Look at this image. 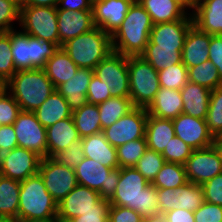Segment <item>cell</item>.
I'll return each instance as SVG.
<instances>
[{
    "label": "cell",
    "instance_id": "1",
    "mask_svg": "<svg viewBox=\"0 0 222 222\" xmlns=\"http://www.w3.org/2000/svg\"><path fill=\"white\" fill-rule=\"evenodd\" d=\"M110 205L133 209L142 217L159 215L157 188L135 168H121L120 178Z\"/></svg>",
    "mask_w": 222,
    "mask_h": 222
},
{
    "label": "cell",
    "instance_id": "2",
    "mask_svg": "<svg viewBox=\"0 0 222 222\" xmlns=\"http://www.w3.org/2000/svg\"><path fill=\"white\" fill-rule=\"evenodd\" d=\"M153 25L151 16L135 0L119 28L111 35L113 52L124 56H140L149 42Z\"/></svg>",
    "mask_w": 222,
    "mask_h": 222
},
{
    "label": "cell",
    "instance_id": "3",
    "mask_svg": "<svg viewBox=\"0 0 222 222\" xmlns=\"http://www.w3.org/2000/svg\"><path fill=\"white\" fill-rule=\"evenodd\" d=\"M23 111L34 112L56 90L42 68L19 70L6 83Z\"/></svg>",
    "mask_w": 222,
    "mask_h": 222
},
{
    "label": "cell",
    "instance_id": "4",
    "mask_svg": "<svg viewBox=\"0 0 222 222\" xmlns=\"http://www.w3.org/2000/svg\"><path fill=\"white\" fill-rule=\"evenodd\" d=\"M58 204L47 191L39 173L20 182L18 222L57 218Z\"/></svg>",
    "mask_w": 222,
    "mask_h": 222
},
{
    "label": "cell",
    "instance_id": "5",
    "mask_svg": "<svg viewBox=\"0 0 222 222\" xmlns=\"http://www.w3.org/2000/svg\"><path fill=\"white\" fill-rule=\"evenodd\" d=\"M61 48L79 68H94L113 52L111 35L99 27L62 44Z\"/></svg>",
    "mask_w": 222,
    "mask_h": 222
},
{
    "label": "cell",
    "instance_id": "6",
    "mask_svg": "<svg viewBox=\"0 0 222 222\" xmlns=\"http://www.w3.org/2000/svg\"><path fill=\"white\" fill-rule=\"evenodd\" d=\"M11 53L17 71L44 68L46 62L59 48L51 41H42L22 31L11 30Z\"/></svg>",
    "mask_w": 222,
    "mask_h": 222
},
{
    "label": "cell",
    "instance_id": "7",
    "mask_svg": "<svg viewBox=\"0 0 222 222\" xmlns=\"http://www.w3.org/2000/svg\"><path fill=\"white\" fill-rule=\"evenodd\" d=\"M128 72L133 106L147 108L161 88L158 71L141 56H128Z\"/></svg>",
    "mask_w": 222,
    "mask_h": 222
},
{
    "label": "cell",
    "instance_id": "8",
    "mask_svg": "<svg viewBox=\"0 0 222 222\" xmlns=\"http://www.w3.org/2000/svg\"><path fill=\"white\" fill-rule=\"evenodd\" d=\"M19 25L23 33L59 47L57 7L20 6Z\"/></svg>",
    "mask_w": 222,
    "mask_h": 222
},
{
    "label": "cell",
    "instance_id": "9",
    "mask_svg": "<svg viewBox=\"0 0 222 222\" xmlns=\"http://www.w3.org/2000/svg\"><path fill=\"white\" fill-rule=\"evenodd\" d=\"M74 171L79 185L96 190L101 198L109 200L117 187L121 168L111 169L94 159L84 157Z\"/></svg>",
    "mask_w": 222,
    "mask_h": 222
},
{
    "label": "cell",
    "instance_id": "10",
    "mask_svg": "<svg viewBox=\"0 0 222 222\" xmlns=\"http://www.w3.org/2000/svg\"><path fill=\"white\" fill-rule=\"evenodd\" d=\"M94 75L105 81L111 97L130 98L128 56L112 52L94 68Z\"/></svg>",
    "mask_w": 222,
    "mask_h": 222
},
{
    "label": "cell",
    "instance_id": "11",
    "mask_svg": "<svg viewBox=\"0 0 222 222\" xmlns=\"http://www.w3.org/2000/svg\"><path fill=\"white\" fill-rule=\"evenodd\" d=\"M148 113L146 108L134 107L109 127L102 130L114 147L145 137Z\"/></svg>",
    "mask_w": 222,
    "mask_h": 222
},
{
    "label": "cell",
    "instance_id": "12",
    "mask_svg": "<svg viewBox=\"0 0 222 222\" xmlns=\"http://www.w3.org/2000/svg\"><path fill=\"white\" fill-rule=\"evenodd\" d=\"M38 173L57 204L78 185L74 169L50 157L41 159Z\"/></svg>",
    "mask_w": 222,
    "mask_h": 222
},
{
    "label": "cell",
    "instance_id": "13",
    "mask_svg": "<svg viewBox=\"0 0 222 222\" xmlns=\"http://www.w3.org/2000/svg\"><path fill=\"white\" fill-rule=\"evenodd\" d=\"M13 128L18 147L33 151L41 158L48 157L46 128L33 112L21 110L13 123Z\"/></svg>",
    "mask_w": 222,
    "mask_h": 222
},
{
    "label": "cell",
    "instance_id": "14",
    "mask_svg": "<svg viewBox=\"0 0 222 222\" xmlns=\"http://www.w3.org/2000/svg\"><path fill=\"white\" fill-rule=\"evenodd\" d=\"M183 165L188 182L197 185H202L222 173V158L215 145L193 150Z\"/></svg>",
    "mask_w": 222,
    "mask_h": 222
},
{
    "label": "cell",
    "instance_id": "15",
    "mask_svg": "<svg viewBox=\"0 0 222 222\" xmlns=\"http://www.w3.org/2000/svg\"><path fill=\"white\" fill-rule=\"evenodd\" d=\"M41 157L25 148H14L0 155V175L24 181L39 171Z\"/></svg>",
    "mask_w": 222,
    "mask_h": 222
},
{
    "label": "cell",
    "instance_id": "16",
    "mask_svg": "<svg viewBox=\"0 0 222 222\" xmlns=\"http://www.w3.org/2000/svg\"><path fill=\"white\" fill-rule=\"evenodd\" d=\"M102 199L98 191L78 184L58 203L57 218L61 222H68L89 210H98V203Z\"/></svg>",
    "mask_w": 222,
    "mask_h": 222
},
{
    "label": "cell",
    "instance_id": "17",
    "mask_svg": "<svg viewBox=\"0 0 222 222\" xmlns=\"http://www.w3.org/2000/svg\"><path fill=\"white\" fill-rule=\"evenodd\" d=\"M175 136L187 145L196 149H204L214 145V136L209 132L205 119L179 114L172 119Z\"/></svg>",
    "mask_w": 222,
    "mask_h": 222
},
{
    "label": "cell",
    "instance_id": "18",
    "mask_svg": "<svg viewBox=\"0 0 222 222\" xmlns=\"http://www.w3.org/2000/svg\"><path fill=\"white\" fill-rule=\"evenodd\" d=\"M135 0H92L94 26L112 35L126 17Z\"/></svg>",
    "mask_w": 222,
    "mask_h": 222
},
{
    "label": "cell",
    "instance_id": "19",
    "mask_svg": "<svg viewBox=\"0 0 222 222\" xmlns=\"http://www.w3.org/2000/svg\"><path fill=\"white\" fill-rule=\"evenodd\" d=\"M192 25L191 12L180 20L154 24L148 44H156L157 47H176V50H182L186 34Z\"/></svg>",
    "mask_w": 222,
    "mask_h": 222
},
{
    "label": "cell",
    "instance_id": "20",
    "mask_svg": "<svg viewBox=\"0 0 222 222\" xmlns=\"http://www.w3.org/2000/svg\"><path fill=\"white\" fill-rule=\"evenodd\" d=\"M59 47L69 39L93 29L92 11L57 10Z\"/></svg>",
    "mask_w": 222,
    "mask_h": 222
},
{
    "label": "cell",
    "instance_id": "21",
    "mask_svg": "<svg viewBox=\"0 0 222 222\" xmlns=\"http://www.w3.org/2000/svg\"><path fill=\"white\" fill-rule=\"evenodd\" d=\"M193 24L209 35H222V0H198L192 12Z\"/></svg>",
    "mask_w": 222,
    "mask_h": 222
},
{
    "label": "cell",
    "instance_id": "22",
    "mask_svg": "<svg viewBox=\"0 0 222 222\" xmlns=\"http://www.w3.org/2000/svg\"><path fill=\"white\" fill-rule=\"evenodd\" d=\"M210 39L211 35L201 31L194 24L190 27L182 49V63L187 68L209 60Z\"/></svg>",
    "mask_w": 222,
    "mask_h": 222
},
{
    "label": "cell",
    "instance_id": "23",
    "mask_svg": "<svg viewBox=\"0 0 222 222\" xmlns=\"http://www.w3.org/2000/svg\"><path fill=\"white\" fill-rule=\"evenodd\" d=\"M94 75V70L79 68L70 80L56 87L72 111L88 103L87 90Z\"/></svg>",
    "mask_w": 222,
    "mask_h": 222
},
{
    "label": "cell",
    "instance_id": "24",
    "mask_svg": "<svg viewBox=\"0 0 222 222\" xmlns=\"http://www.w3.org/2000/svg\"><path fill=\"white\" fill-rule=\"evenodd\" d=\"M48 157L53 158L72 142L81 140L72 117L57 121L46 128Z\"/></svg>",
    "mask_w": 222,
    "mask_h": 222
},
{
    "label": "cell",
    "instance_id": "25",
    "mask_svg": "<svg viewBox=\"0 0 222 222\" xmlns=\"http://www.w3.org/2000/svg\"><path fill=\"white\" fill-rule=\"evenodd\" d=\"M84 156L111 169L118 168L116 147L105 138L103 132L81 138Z\"/></svg>",
    "mask_w": 222,
    "mask_h": 222
},
{
    "label": "cell",
    "instance_id": "26",
    "mask_svg": "<svg viewBox=\"0 0 222 222\" xmlns=\"http://www.w3.org/2000/svg\"><path fill=\"white\" fill-rule=\"evenodd\" d=\"M180 93L183 100L182 113L205 119L208 113L211 90L188 81Z\"/></svg>",
    "mask_w": 222,
    "mask_h": 222
},
{
    "label": "cell",
    "instance_id": "27",
    "mask_svg": "<svg viewBox=\"0 0 222 222\" xmlns=\"http://www.w3.org/2000/svg\"><path fill=\"white\" fill-rule=\"evenodd\" d=\"M183 100L180 90L161 87L154 100L146 108L147 113L154 117L174 119L182 113Z\"/></svg>",
    "mask_w": 222,
    "mask_h": 222
},
{
    "label": "cell",
    "instance_id": "28",
    "mask_svg": "<svg viewBox=\"0 0 222 222\" xmlns=\"http://www.w3.org/2000/svg\"><path fill=\"white\" fill-rule=\"evenodd\" d=\"M151 16L153 24L182 19L189 11L177 0H137Z\"/></svg>",
    "mask_w": 222,
    "mask_h": 222
},
{
    "label": "cell",
    "instance_id": "29",
    "mask_svg": "<svg viewBox=\"0 0 222 222\" xmlns=\"http://www.w3.org/2000/svg\"><path fill=\"white\" fill-rule=\"evenodd\" d=\"M33 113L45 128L72 117V110L66 99L56 90Z\"/></svg>",
    "mask_w": 222,
    "mask_h": 222
},
{
    "label": "cell",
    "instance_id": "30",
    "mask_svg": "<svg viewBox=\"0 0 222 222\" xmlns=\"http://www.w3.org/2000/svg\"><path fill=\"white\" fill-rule=\"evenodd\" d=\"M174 136L172 119L154 117L148 114L145 132L147 148L162 153Z\"/></svg>",
    "mask_w": 222,
    "mask_h": 222
},
{
    "label": "cell",
    "instance_id": "31",
    "mask_svg": "<svg viewBox=\"0 0 222 222\" xmlns=\"http://www.w3.org/2000/svg\"><path fill=\"white\" fill-rule=\"evenodd\" d=\"M43 69L56 88L75 76L79 67L70 59L69 55L59 47L53 56L47 60Z\"/></svg>",
    "mask_w": 222,
    "mask_h": 222
},
{
    "label": "cell",
    "instance_id": "32",
    "mask_svg": "<svg viewBox=\"0 0 222 222\" xmlns=\"http://www.w3.org/2000/svg\"><path fill=\"white\" fill-rule=\"evenodd\" d=\"M20 181L0 175V219L18 222Z\"/></svg>",
    "mask_w": 222,
    "mask_h": 222
},
{
    "label": "cell",
    "instance_id": "33",
    "mask_svg": "<svg viewBox=\"0 0 222 222\" xmlns=\"http://www.w3.org/2000/svg\"><path fill=\"white\" fill-rule=\"evenodd\" d=\"M140 56L156 71L182 62V50H176V47H157L156 44H147Z\"/></svg>",
    "mask_w": 222,
    "mask_h": 222
},
{
    "label": "cell",
    "instance_id": "34",
    "mask_svg": "<svg viewBox=\"0 0 222 222\" xmlns=\"http://www.w3.org/2000/svg\"><path fill=\"white\" fill-rule=\"evenodd\" d=\"M72 118L81 138L102 132L97 104H84L72 111Z\"/></svg>",
    "mask_w": 222,
    "mask_h": 222
},
{
    "label": "cell",
    "instance_id": "35",
    "mask_svg": "<svg viewBox=\"0 0 222 222\" xmlns=\"http://www.w3.org/2000/svg\"><path fill=\"white\" fill-rule=\"evenodd\" d=\"M102 130L112 125L134 108L131 99L126 97H110L97 104Z\"/></svg>",
    "mask_w": 222,
    "mask_h": 222
},
{
    "label": "cell",
    "instance_id": "36",
    "mask_svg": "<svg viewBox=\"0 0 222 222\" xmlns=\"http://www.w3.org/2000/svg\"><path fill=\"white\" fill-rule=\"evenodd\" d=\"M186 183H188V179L184 165L180 163L165 162L151 184L157 189H176Z\"/></svg>",
    "mask_w": 222,
    "mask_h": 222
},
{
    "label": "cell",
    "instance_id": "37",
    "mask_svg": "<svg viewBox=\"0 0 222 222\" xmlns=\"http://www.w3.org/2000/svg\"><path fill=\"white\" fill-rule=\"evenodd\" d=\"M187 71L189 82L202 85L210 90L222 85L218 70L210 60L187 68Z\"/></svg>",
    "mask_w": 222,
    "mask_h": 222
},
{
    "label": "cell",
    "instance_id": "38",
    "mask_svg": "<svg viewBox=\"0 0 222 222\" xmlns=\"http://www.w3.org/2000/svg\"><path fill=\"white\" fill-rule=\"evenodd\" d=\"M147 149L146 137L129 141L116 147L117 161L120 168L135 167Z\"/></svg>",
    "mask_w": 222,
    "mask_h": 222
},
{
    "label": "cell",
    "instance_id": "39",
    "mask_svg": "<svg viewBox=\"0 0 222 222\" xmlns=\"http://www.w3.org/2000/svg\"><path fill=\"white\" fill-rule=\"evenodd\" d=\"M205 121L214 138L222 135V85L211 90Z\"/></svg>",
    "mask_w": 222,
    "mask_h": 222
},
{
    "label": "cell",
    "instance_id": "40",
    "mask_svg": "<svg viewBox=\"0 0 222 222\" xmlns=\"http://www.w3.org/2000/svg\"><path fill=\"white\" fill-rule=\"evenodd\" d=\"M160 87L181 90L188 80L187 67L181 62L158 71Z\"/></svg>",
    "mask_w": 222,
    "mask_h": 222
},
{
    "label": "cell",
    "instance_id": "41",
    "mask_svg": "<svg viewBox=\"0 0 222 222\" xmlns=\"http://www.w3.org/2000/svg\"><path fill=\"white\" fill-rule=\"evenodd\" d=\"M165 162L161 153L147 148L144 155L138 160L135 168L149 183H152Z\"/></svg>",
    "mask_w": 222,
    "mask_h": 222
},
{
    "label": "cell",
    "instance_id": "42",
    "mask_svg": "<svg viewBox=\"0 0 222 222\" xmlns=\"http://www.w3.org/2000/svg\"><path fill=\"white\" fill-rule=\"evenodd\" d=\"M11 52L10 31L0 32V77L6 83L17 72Z\"/></svg>",
    "mask_w": 222,
    "mask_h": 222
},
{
    "label": "cell",
    "instance_id": "43",
    "mask_svg": "<svg viewBox=\"0 0 222 222\" xmlns=\"http://www.w3.org/2000/svg\"><path fill=\"white\" fill-rule=\"evenodd\" d=\"M204 202L203 188L191 182L182 186V192L178 193V209L194 212Z\"/></svg>",
    "mask_w": 222,
    "mask_h": 222
},
{
    "label": "cell",
    "instance_id": "44",
    "mask_svg": "<svg viewBox=\"0 0 222 222\" xmlns=\"http://www.w3.org/2000/svg\"><path fill=\"white\" fill-rule=\"evenodd\" d=\"M193 148L187 145L183 140L174 136L161 153L166 162L184 164L192 154Z\"/></svg>",
    "mask_w": 222,
    "mask_h": 222
},
{
    "label": "cell",
    "instance_id": "45",
    "mask_svg": "<svg viewBox=\"0 0 222 222\" xmlns=\"http://www.w3.org/2000/svg\"><path fill=\"white\" fill-rule=\"evenodd\" d=\"M14 21L20 22V5L15 0H0V32L15 30Z\"/></svg>",
    "mask_w": 222,
    "mask_h": 222
},
{
    "label": "cell",
    "instance_id": "46",
    "mask_svg": "<svg viewBox=\"0 0 222 222\" xmlns=\"http://www.w3.org/2000/svg\"><path fill=\"white\" fill-rule=\"evenodd\" d=\"M84 157L82 141L78 140L72 142L65 150L57 153L53 159L63 166L74 169Z\"/></svg>",
    "mask_w": 222,
    "mask_h": 222
},
{
    "label": "cell",
    "instance_id": "47",
    "mask_svg": "<svg viewBox=\"0 0 222 222\" xmlns=\"http://www.w3.org/2000/svg\"><path fill=\"white\" fill-rule=\"evenodd\" d=\"M21 111L19 104L6 90L0 95V125L13 124Z\"/></svg>",
    "mask_w": 222,
    "mask_h": 222
},
{
    "label": "cell",
    "instance_id": "48",
    "mask_svg": "<svg viewBox=\"0 0 222 222\" xmlns=\"http://www.w3.org/2000/svg\"><path fill=\"white\" fill-rule=\"evenodd\" d=\"M110 202L102 199L98 203V210H89L81 216L70 219L68 222H109Z\"/></svg>",
    "mask_w": 222,
    "mask_h": 222
},
{
    "label": "cell",
    "instance_id": "49",
    "mask_svg": "<svg viewBox=\"0 0 222 222\" xmlns=\"http://www.w3.org/2000/svg\"><path fill=\"white\" fill-rule=\"evenodd\" d=\"M182 192V186L176 189L164 188L157 189L158 194V205H159V215L162 216L164 213L178 209L177 200L178 193Z\"/></svg>",
    "mask_w": 222,
    "mask_h": 222
},
{
    "label": "cell",
    "instance_id": "50",
    "mask_svg": "<svg viewBox=\"0 0 222 222\" xmlns=\"http://www.w3.org/2000/svg\"><path fill=\"white\" fill-rule=\"evenodd\" d=\"M204 201L222 206V173L201 185Z\"/></svg>",
    "mask_w": 222,
    "mask_h": 222
},
{
    "label": "cell",
    "instance_id": "51",
    "mask_svg": "<svg viewBox=\"0 0 222 222\" xmlns=\"http://www.w3.org/2000/svg\"><path fill=\"white\" fill-rule=\"evenodd\" d=\"M193 215L195 222H222V206L204 201Z\"/></svg>",
    "mask_w": 222,
    "mask_h": 222
},
{
    "label": "cell",
    "instance_id": "52",
    "mask_svg": "<svg viewBox=\"0 0 222 222\" xmlns=\"http://www.w3.org/2000/svg\"><path fill=\"white\" fill-rule=\"evenodd\" d=\"M95 75H93L87 90V100L90 104H99L111 97L110 89Z\"/></svg>",
    "mask_w": 222,
    "mask_h": 222
},
{
    "label": "cell",
    "instance_id": "53",
    "mask_svg": "<svg viewBox=\"0 0 222 222\" xmlns=\"http://www.w3.org/2000/svg\"><path fill=\"white\" fill-rule=\"evenodd\" d=\"M142 216L133 209L110 205L109 222H140Z\"/></svg>",
    "mask_w": 222,
    "mask_h": 222
},
{
    "label": "cell",
    "instance_id": "54",
    "mask_svg": "<svg viewBox=\"0 0 222 222\" xmlns=\"http://www.w3.org/2000/svg\"><path fill=\"white\" fill-rule=\"evenodd\" d=\"M208 52L209 60L217 68L222 81V35H211Z\"/></svg>",
    "mask_w": 222,
    "mask_h": 222
},
{
    "label": "cell",
    "instance_id": "55",
    "mask_svg": "<svg viewBox=\"0 0 222 222\" xmlns=\"http://www.w3.org/2000/svg\"><path fill=\"white\" fill-rule=\"evenodd\" d=\"M16 133L13 124L0 126V155L17 148Z\"/></svg>",
    "mask_w": 222,
    "mask_h": 222
},
{
    "label": "cell",
    "instance_id": "56",
    "mask_svg": "<svg viewBox=\"0 0 222 222\" xmlns=\"http://www.w3.org/2000/svg\"><path fill=\"white\" fill-rule=\"evenodd\" d=\"M57 10L92 11V0H59Z\"/></svg>",
    "mask_w": 222,
    "mask_h": 222
},
{
    "label": "cell",
    "instance_id": "57",
    "mask_svg": "<svg viewBox=\"0 0 222 222\" xmlns=\"http://www.w3.org/2000/svg\"><path fill=\"white\" fill-rule=\"evenodd\" d=\"M162 218L164 222H195L193 212L185 209L170 210Z\"/></svg>",
    "mask_w": 222,
    "mask_h": 222
},
{
    "label": "cell",
    "instance_id": "58",
    "mask_svg": "<svg viewBox=\"0 0 222 222\" xmlns=\"http://www.w3.org/2000/svg\"><path fill=\"white\" fill-rule=\"evenodd\" d=\"M59 0H27L20 6L57 7Z\"/></svg>",
    "mask_w": 222,
    "mask_h": 222
},
{
    "label": "cell",
    "instance_id": "59",
    "mask_svg": "<svg viewBox=\"0 0 222 222\" xmlns=\"http://www.w3.org/2000/svg\"><path fill=\"white\" fill-rule=\"evenodd\" d=\"M180 2L187 10H193L195 4L197 3L198 0H177Z\"/></svg>",
    "mask_w": 222,
    "mask_h": 222
},
{
    "label": "cell",
    "instance_id": "60",
    "mask_svg": "<svg viewBox=\"0 0 222 222\" xmlns=\"http://www.w3.org/2000/svg\"><path fill=\"white\" fill-rule=\"evenodd\" d=\"M214 145L218 149V151L221 155V158H222V135L215 137Z\"/></svg>",
    "mask_w": 222,
    "mask_h": 222
},
{
    "label": "cell",
    "instance_id": "61",
    "mask_svg": "<svg viewBox=\"0 0 222 222\" xmlns=\"http://www.w3.org/2000/svg\"><path fill=\"white\" fill-rule=\"evenodd\" d=\"M140 222H158V215L154 217H142Z\"/></svg>",
    "mask_w": 222,
    "mask_h": 222
},
{
    "label": "cell",
    "instance_id": "62",
    "mask_svg": "<svg viewBox=\"0 0 222 222\" xmlns=\"http://www.w3.org/2000/svg\"><path fill=\"white\" fill-rule=\"evenodd\" d=\"M7 90L6 82L0 77V95Z\"/></svg>",
    "mask_w": 222,
    "mask_h": 222
},
{
    "label": "cell",
    "instance_id": "63",
    "mask_svg": "<svg viewBox=\"0 0 222 222\" xmlns=\"http://www.w3.org/2000/svg\"><path fill=\"white\" fill-rule=\"evenodd\" d=\"M24 222H61L58 218L45 220V221H24Z\"/></svg>",
    "mask_w": 222,
    "mask_h": 222
},
{
    "label": "cell",
    "instance_id": "64",
    "mask_svg": "<svg viewBox=\"0 0 222 222\" xmlns=\"http://www.w3.org/2000/svg\"><path fill=\"white\" fill-rule=\"evenodd\" d=\"M19 5L24 4L27 0H15Z\"/></svg>",
    "mask_w": 222,
    "mask_h": 222
},
{
    "label": "cell",
    "instance_id": "65",
    "mask_svg": "<svg viewBox=\"0 0 222 222\" xmlns=\"http://www.w3.org/2000/svg\"><path fill=\"white\" fill-rule=\"evenodd\" d=\"M0 222H15L14 220L10 219H0Z\"/></svg>",
    "mask_w": 222,
    "mask_h": 222
},
{
    "label": "cell",
    "instance_id": "66",
    "mask_svg": "<svg viewBox=\"0 0 222 222\" xmlns=\"http://www.w3.org/2000/svg\"><path fill=\"white\" fill-rule=\"evenodd\" d=\"M158 222H164L162 216L158 215Z\"/></svg>",
    "mask_w": 222,
    "mask_h": 222
}]
</instances>
